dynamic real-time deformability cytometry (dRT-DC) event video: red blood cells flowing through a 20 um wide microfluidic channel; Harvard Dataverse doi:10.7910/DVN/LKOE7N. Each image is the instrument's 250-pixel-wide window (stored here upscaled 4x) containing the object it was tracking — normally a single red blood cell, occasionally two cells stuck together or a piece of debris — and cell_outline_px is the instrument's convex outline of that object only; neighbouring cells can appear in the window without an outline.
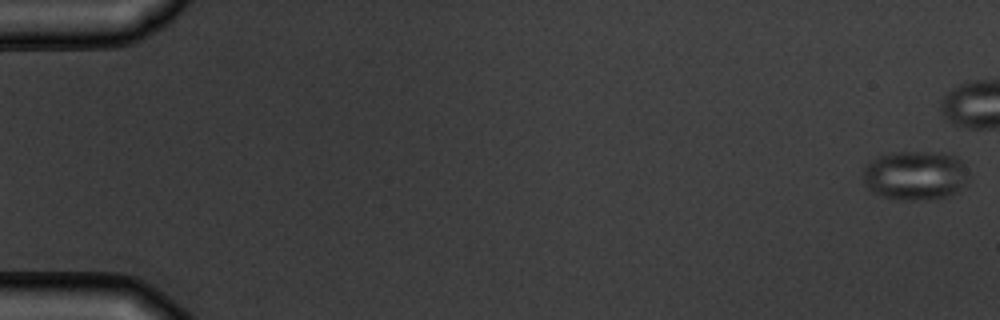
{"species": "common noctule bat (a hibernating species)", "species_latin": "Nyctalus noctula", "temperature_condition": "warm", "stored_images_in_passage": 7, "camera_frame_rate_fps": 3000, "um_per_image_px": 0.085, "animal": {"sex": "male", "body_mass_g": 19.5, "forearm_length_mm": 54.6}, "frame": {"image": 1, "passage_image": 1, "time_ms": 0.0, "image_size_px": [1000, 320], "cell_outline_px": [[968, 184], [956, 192], [948, 196], [928, 200], [892, 200], [880, 196], [872, 192], [864, 184], [860, 176], [864, 168], [872, 160], [880, 156], [892, 152], [944, 152], [956, 156], [960, 160], [968, 176]], "centroid_in_image_um": [77.77, 14.93], "position_along_channel_um": 7.2, "area_um2": 30.92}}